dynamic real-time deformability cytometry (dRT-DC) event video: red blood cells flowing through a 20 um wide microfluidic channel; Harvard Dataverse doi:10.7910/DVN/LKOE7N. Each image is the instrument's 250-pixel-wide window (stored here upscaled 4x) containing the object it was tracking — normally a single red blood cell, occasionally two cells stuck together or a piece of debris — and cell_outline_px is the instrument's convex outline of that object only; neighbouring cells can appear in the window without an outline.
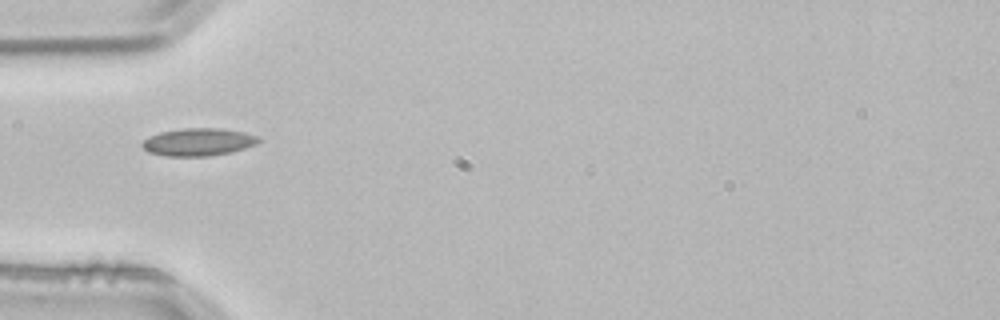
{"species": "common noctule bat (a hibernating species)", "species_latin": "Nyctalus noctula", "temperature_condition": "room temperature", "stored_images_in_passage": 1, "camera_frame_rate_fps": 3000, "um_per_image_px": 0.085, "animal": {"sex": "male", "body_mass_g": 21.5, "forearm_length_mm": 52.0}, "frame": {"image": 1, "passage_image": 1, "time_ms": 0.0, "image_size_px": [1000, 320], "cell_outline_px": [[260, 140], [256, 144], [232, 152], [208, 156], [164, 156], [148, 152], [140, 144], [148, 136], [160, 132], [180, 128], [220, 128], [244, 132], [260, 136]], "centroid_in_image_um": [16.84, 12.06], "position_along_channel_um": 68.2, "area_um2": 18.9}}